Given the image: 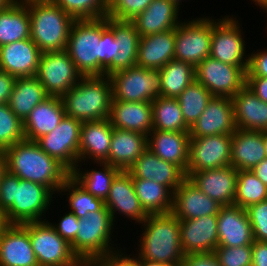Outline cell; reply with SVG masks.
Here are the masks:
<instances>
[{
    "mask_svg": "<svg viewBox=\"0 0 267 266\" xmlns=\"http://www.w3.org/2000/svg\"><path fill=\"white\" fill-rule=\"evenodd\" d=\"M181 266H220L214 253L185 255Z\"/></svg>",
    "mask_w": 267,
    "mask_h": 266,
    "instance_id": "cell-53",
    "label": "cell"
},
{
    "mask_svg": "<svg viewBox=\"0 0 267 266\" xmlns=\"http://www.w3.org/2000/svg\"><path fill=\"white\" fill-rule=\"evenodd\" d=\"M250 2L251 4L258 6L257 8L261 9L259 12H263L267 8V0H250Z\"/></svg>",
    "mask_w": 267,
    "mask_h": 266,
    "instance_id": "cell-60",
    "label": "cell"
},
{
    "mask_svg": "<svg viewBox=\"0 0 267 266\" xmlns=\"http://www.w3.org/2000/svg\"><path fill=\"white\" fill-rule=\"evenodd\" d=\"M109 120L114 128L148 135L153 130L151 102L112 101Z\"/></svg>",
    "mask_w": 267,
    "mask_h": 266,
    "instance_id": "cell-29",
    "label": "cell"
},
{
    "mask_svg": "<svg viewBox=\"0 0 267 266\" xmlns=\"http://www.w3.org/2000/svg\"><path fill=\"white\" fill-rule=\"evenodd\" d=\"M64 195L67 198L68 206L65 205L67 211L73 213L79 219L85 218L88 212L99 211L105 205L102 199L96 198L86 191L72 177L60 187L56 198H63Z\"/></svg>",
    "mask_w": 267,
    "mask_h": 266,
    "instance_id": "cell-41",
    "label": "cell"
},
{
    "mask_svg": "<svg viewBox=\"0 0 267 266\" xmlns=\"http://www.w3.org/2000/svg\"><path fill=\"white\" fill-rule=\"evenodd\" d=\"M6 225L3 214L0 213V232L2 228Z\"/></svg>",
    "mask_w": 267,
    "mask_h": 266,
    "instance_id": "cell-63",
    "label": "cell"
},
{
    "mask_svg": "<svg viewBox=\"0 0 267 266\" xmlns=\"http://www.w3.org/2000/svg\"><path fill=\"white\" fill-rule=\"evenodd\" d=\"M24 139L23 121L12 112L8 103L0 104V150Z\"/></svg>",
    "mask_w": 267,
    "mask_h": 266,
    "instance_id": "cell-45",
    "label": "cell"
},
{
    "mask_svg": "<svg viewBox=\"0 0 267 266\" xmlns=\"http://www.w3.org/2000/svg\"><path fill=\"white\" fill-rule=\"evenodd\" d=\"M101 18L75 20L65 51L82 76H100Z\"/></svg>",
    "mask_w": 267,
    "mask_h": 266,
    "instance_id": "cell-7",
    "label": "cell"
},
{
    "mask_svg": "<svg viewBox=\"0 0 267 266\" xmlns=\"http://www.w3.org/2000/svg\"><path fill=\"white\" fill-rule=\"evenodd\" d=\"M267 199V186L251 170H238L234 205L243 209Z\"/></svg>",
    "mask_w": 267,
    "mask_h": 266,
    "instance_id": "cell-43",
    "label": "cell"
},
{
    "mask_svg": "<svg viewBox=\"0 0 267 266\" xmlns=\"http://www.w3.org/2000/svg\"><path fill=\"white\" fill-rule=\"evenodd\" d=\"M14 0H0V10L9 6Z\"/></svg>",
    "mask_w": 267,
    "mask_h": 266,
    "instance_id": "cell-62",
    "label": "cell"
},
{
    "mask_svg": "<svg viewBox=\"0 0 267 266\" xmlns=\"http://www.w3.org/2000/svg\"><path fill=\"white\" fill-rule=\"evenodd\" d=\"M81 126V121L65 116L54 130L35 142L45 153L72 171L79 162Z\"/></svg>",
    "mask_w": 267,
    "mask_h": 266,
    "instance_id": "cell-14",
    "label": "cell"
},
{
    "mask_svg": "<svg viewBox=\"0 0 267 266\" xmlns=\"http://www.w3.org/2000/svg\"><path fill=\"white\" fill-rule=\"evenodd\" d=\"M126 250V251H125ZM129 249L123 246L122 249L107 255L104 258L96 260L101 266H139L138 258L131 252L127 253ZM129 254V255H128Z\"/></svg>",
    "mask_w": 267,
    "mask_h": 266,
    "instance_id": "cell-52",
    "label": "cell"
},
{
    "mask_svg": "<svg viewBox=\"0 0 267 266\" xmlns=\"http://www.w3.org/2000/svg\"><path fill=\"white\" fill-rule=\"evenodd\" d=\"M232 134L190 137L186 177L192 172L230 166Z\"/></svg>",
    "mask_w": 267,
    "mask_h": 266,
    "instance_id": "cell-15",
    "label": "cell"
},
{
    "mask_svg": "<svg viewBox=\"0 0 267 266\" xmlns=\"http://www.w3.org/2000/svg\"><path fill=\"white\" fill-rule=\"evenodd\" d=\"M75 20L107 17L108 0H52Z\"/></svg>",
    "mask_w": 267,
    "mask_h": 266,
    "instance_id": "cell-44",
    "label": "cell"
},
{
    "mask_svg": "<svg viewBox=\"0 0 267 266\" xmlns=\"http://www.w3.org/2000/svg\"><path fill=\"white\" fill-rule=\"evenodd\" d=\"M41 50L31 38L0 46V70L16 78L37 73Z\"/></svg>",
    "mask_w": 267,
    "mask_h": 266,
    "instance_id": "cell-23",
    "label": "cell"
},
{
    "mask_svg": "<svg viewBox=\"0 0 267 266\" xmlns=\"http://www.w3.org/2000/svg\"><path fill=\"white\" fill-rule=\"evenodd\" d=\"M251 266H267V242L254 240Z\"/></svg>",
    "mask_w": 267,
    "mask_h": 266,
    "instance_id": "cell-56",
    "label": "cell"
},
{
    "mask_svg": "<svg viewBox=\"0 0 267 266\" xmlns=\"http://www.w3.org/2000/svg\"><path fill=\"white\" fill-rule=\"evenodd\" d=\"M55 200L46 186L22 180L7 170L0 178V213L6 224L45 221Z\"/></svg>",
    "mask_w": 267,
    "mask_h": 266,
    "instance_id": "cell-1",
    "label": "cell"
},
{
    "mask_svg": "<svg viewBox=\"0 0 267 266\" xmlns=\"http://www.w3.org/2000/svg\"><path fill=\"white\" fill-rule=\"evenodd\" d=\"M181 8L173 0H153L132 22L140 37L175 29L183 21Z\"/></svg>",
    "mask_w": 267,
    "mask_h": 266,
    "instance_id": "cell-26",
    "label": "cell"
},
{
    "mask_svg": "<svg viewBox=\"0 0 267 266\" xmlns=\"http://www.w3.org/2000/svg\"><path fill=\"white\" fill-rule=\"evenodd\" d=\"M30 27L27 5L14 0L0 10V46L30 38Z\"/></svg>",
    "mask_w": 267,
    "mask_h": 266,
    "instance_id": "cell-36",
    "label": "cell"
},
{
    "mask_svg": "<svg viewBox=\"0 0 267 266\" xmlns=\"http://www.w3.org/2000/svg\"><path fill=\"white\" fill-rule=\"evenodd\" d=\"M212 30V15L184 19L175 28L174 59L196 67L210 56Z\"/></svg>",
    "mask_w": 267,
    "mask_h": 266,
    "instance_id": "cell-10",
    "label": "cell"
},
{
    "mask_svg": "<svg viewBox=\"0 0 267 266\" xmlns=\"http://www.w3.org/2000/svg\"><path fill=\"white\" fill-rule=\"evenodd\" d=\"M249 51L246 77H267V46L263 49L256 48L254 52Z\"/></svg>",
    "mask_w": 267,
    "mask_h": 266,
    "instance_id": "cell-51",
    "label": "cell"
},
{
    "mask_svg": "<svg viewBox=\"0 0 267 266\" xmlns=\"http://www.w3.org/2000/svg\"><path fill=\"white\" fill-rule=\"evenodd\" d=\"M175 29L140 37L136 65L160 69L174 59Z\"/></svg>",
    "mask_w": 267,
    "mask_h": 266,
    "instance_id": "cell-32",
    "label": "cell"
},
{
    "mask_svg": "<svg viewBox=\"0 0 267 266\" xmlns=\"http://www.w3.org/2000/svg\"><path fill=\"white\" fill-rule=\"evenodd\" d=\"M64 117L65 111L61 98L49 96L36 105L23 121L25 139L36 141L54 130Z\"/></svg>",
    "mask_w": 267,
    "mask_h": 266,
    "instance_id": "cell-33",
    "label": "cell"
},
{
    "mask_svg": "<svg viewBox=\"0 0 267 266\" xmlns=\"http://www.w3.org/2000/svg\"><path fill=\"white\" fill-rule=\"evenodd\" d=\"M30 16V38L41 52L64 51L75 19L53 1L26 3Z\"/></svg>",
    "mask_w": 267,
    "mask_h": 266,
    "instance_id": "cell-5",
    "label": "cell"
},
{
    "mask_svg": "<svg viewBox=\"0 0 267 266\" xmlns=\"http://www.w3.org/2000/svg\"><path fill=\"white\" fill-rule=\"evenodd\" d=\"M248 67H237L207 57L195 67V80L213 96L232 98L246 84Z\"/></svg>",
    "mask_w": 267,
    "mask_h": 266,
    "instance_id": "cell-13",
    "label": "cell"
},
{
    "mask_svg": "<svg viewBox=\"0 0 267 266\" xmlns=\"http://www.w3.org/2000/svg\"><path fill=\"white\" fill-rule=\"evenodd\" d=\"M112 131L109 119L82 122L77 165L85 167L89 163L91 166L92 162H105L109 155Z\"/></svg>",
    "mask_w": 267,
    "mask_h": 266,
    "instance_id": "cell-21",
    "label": "cell"
},
{
    "mask_svg": "<svg viewBox=\"0 0 267 266\" xmlns=\"http://www.w3.org/2000/svg\"><path fill=\"white\" fill-rule=\"evenodd\" d=\"M153 130L189 132L177 98L159 96L151 102Z\"/></svg>",
    "mask_w": 267,
    "mask_h": 266,
    "instance_id": "cell-39",
    "label": "cell"
},
{
    "mask_svg": "<svg viewBox=\"0 0 267 266\" xmlns=\"http://www.w3.org/2000/svg\"><path fill=\"white\" fill-rule=\"evenodd\" d=\"M245 85L260 100L267 103V77H246Z\"/></svg>",
    "mask_w": 267,
    "mask_h": 266,
    "instance_id": "cell-55",
    "label": "cell"
},
{
    "mask_svg": "<svg viewBox=\"0 0 267 266\" xmlns=\"http://www.w3.org/2000/svg\"><path fill=\"white\" fill-rule=\"evenodd\" d=\"M238 171L232 166H224L204 171L192 172L187 178L199 190L216 200L221 206L234 205Z\"/></svg>",
    "mask_w": 267,
    "mask_h": 266,
    "instance_id": "cell-18",
    "label": "cell"
},
{
    "mask_svg": "<svg viewBox=\"0 0 267 266\" xmlns=\"http://www.w3.org/2000/svg\"><path fill=\"white\" fill-rule=\"evenodd\" d=\"M5 171H6L5 155H4V151L0 150V178L2 177Z\"/></svg>",
    "mask_w": 267,
    "mask_h": 266,
    "instance_id": "cell-59",
    "label": "cell"
},
{
    "mask_svg": "<svg viewBox=\"0 0 267 266\" xmlns=\"http://www.w3.org/2000/svg\"><path fill=\"white\" fill-rule=\"evenodd\" d=\"M237 129L231 98L213 96L190 128V137L232 134Z\"/></svg>",
    "mask_w": 267,
    "mask_h": 266,
    "instance_id": "cell-17",
    "label": "cell"
},
{
    "mask_svg": "<svg viewBox=\"0 0 267 266\" xmlns=\"http://www.w3.org/2000/svg\"><path fill=\"white\" fill-rule=\"evenodd\" d=\"M263 12H265L266 13V15H267V8L263 11ZM267 24V23H266ZM266 28H267V26H266Z\"/></svg>",
    "mask_w": 267,
    "mask_h": 266,
    "instance_id": "cell-66",
    "label": "cell"
},
{
    "mask_svg": "<svg viewBox=\"0 0 267 266\" xmlns=\"http://www.w3.org/2000/svg\"><path fill=\"white\" fill-rule=\"evenodd\" d=\"M107 25L114 32L119 49L116 57L105 68V75L109 76L115 71L136 65L140 34L132 21H121L107 17Z\"/></svg>",
    "mask_w": 267,
    "mask_h": 266,
    "instance_id": "cell-30",
    "label": "cell"
},
{
    "mask_svg": "<svg viewBox=\"0 0 267 266\" xmlns=\"http://www.w3.org/2000/svg\"><path fill=\"white\" fill-rule=\"evenodd\" d=\"M29 234L39 266H77L79 258L47 220L21 224Z\"/></svg>",
    "mask_w": 267,
    "mask_h": 266,
    "instance_id": "cell-11",
    "label": "cell"
},
{
    "mask_svg": "<svg viewBox=\"0 0 267 266\" xmlns=\"http://www.w3.org/2000/svg\"><path fill=\"white\" fill-rule=\"evenodd\" d=\"M92 163V169L77 165L71 171V177L93 196L105 201L113 180L121 170L105 162Z\"/></svg>",
    "mask_w": 267,
    "mask_h": 266,
    "instance_id": "cell-35",
    "label": "cell"
},
{
    "mask_svg": "<svg viewBox=\"0 0 267 266\" xmlns=\"http://www.w3.org/2000/svg\"><path fill=\"white\" fill-rule=\"evenodd\" d=\"M189 141V132L152 130L147 135V148L159 158L179 166L186 173Z\"/></svg>",
    "mask_w": 267,
    "mask_h": 266,
    "instance_id": "cell-27",
    "label": "cell"
},
{
    "mask_svg": "<svg viewBox=\"0 0 267 266\" xmlns=\"http://www.w3.org/2000/svg\"><path fill=\"white\" fill-rule=\"evenodd\" d=\"M135 193L148 215L169 214L173 206V192L154 180L132 179Z\"/></svg>",
    "mask_w": 267,
    "mask_h": 266,
    "instance_id": "cell-38",
    "label": "cell"
},
{
    "mask_svg": "<svg viewBox=\"0 0 267 266\" xmlns=\"http://www.w3.org/2000/svg\"><path fill=\"white\" fill-rule=\"evenodd\" d=\"M222 206L204 194L188 178L173 192L171 213L179 220L218 215Z\"/></svg>",
    "mask_w": 267,
    "mask_h": 266,
    "instance_id": "cell-22",
    "label": "cell"
},
{
    "mask_svg": "<svg viewBox=\"0 0 267 266\" xmlns=\"http://www.w3.org/2000/svg\"><path fill=\"white\" fill-rule=\"evenodd\" d=\"M251 171L267 186V158L257 164Z\"/></svg>",
    "mask_w": 267,
    "mask_h": 266,
    "instance_id": "cell-57",
    "label": "cell"
},
{
    "mask_svg": "<svg viewBox=\"0 0 267 266\" xmlns=\"http://www.w3.org/2000/svg\"><path fill=\"white\" fill-rule=\"evenodd\" d=\"M0 266H39L28 231L21 224H6L2 228Z\"/></svg>",
    "mask_w": 267,
    "mask_h": 266,
    "instance_id": "cell-24",
    "label": "cell"
},
{
    "mask_svg": "<svg viewBox=\"0 0 267 266\" xmlns=\"http://www.w3.org/2000/svg\"><path fill=\"white\" fill-rule=\"evenodd\" d=\"M100 76L105 75V68L119 52L114 32L107 25V17L101 18Z\"/></svg>",
    "mask_w": 267,
    "mask_h": 266,
    "instance_id": "cell-48",
    "label": "cell"
},
{
    "mask_svg": "<svg viewBox=\"0 0 267 266\" xmlns=\"http://www.w3.org/2000/svg\"><path fill=\"white\" fill-rule=\"evenodd\" d=\"M139 226L142 231L136 236L138 242L133 254L136 258L170 266L182 265L185 254L181 247L180 222L177 217L172 213L148 215Z\"/></svg>",
    "mask_w": 267,
    "mask_h": 266,
    "instance_id": "cell-3",
    "label": "cell"
},
{
    "mask_svg": "<svg viewBox=\"0 0 267 266\" xmlns=\"http://www.w3.org/2000/svg\"><path fill=\"white\" fill-rule=\"evenodd\" d=\"M240 19L232 14L222 15L216 19L213 16L210 57L225 64L248 67L249 51L246 44L249 42L244 38L246 31H243Z\"/></svg>",
    "mask_w": 267,
    "mask_h": 266,
    "instance_id": "cell-8",
    "label": "cell"
},
{
    "mask_svg": "<svg viewBox=\"0 0 267 266\" xmlns=\"http://www.w3.org/2000/svg\"><path fill=\"white\" fill-rule=\"evenodd\" d=\"M77 266H101L96 260L80 261Z\"/></svg>",
    "mask_w": 267,
    "mask_h": 266,
    "instance_id": "cell-61",
    "label": "cell"
},
{
    "mask_svg": "<svg viewBox=\"0 0 267 266\" xmlns=\"http://www.w3.org/2000/svg\"><path fill=\"white\" fill-rule=\"evenodd\" d=\"M59 215L61 217H58L60 219L56 220L57 222H50L51 219H47V221L63 239L71 244L78 233L80 219L69 211L63 213V216L62 214Z\"/></svg>",
    "mask_w": 267,
    "mask_h": 266,
    "instance_id": "cell-50",
    "label": "cell"
},
{
    "mask_svg": "<svg viewBox=\"0 0 267 266\" xmlns=\"http://www.w3.org/2000/svg\"><path fill=\"white\" fill-rule=\"evenodd\" d=\"M218 246H244L254 242L253 230L246 209L222 206L217 215Z\"/></svg>",
    "mask_w": 267,
    "mask_h": 266,
    "instance_id": "cell-25",
    "label": "cell"
},
{
    "mask_svg": "<svg viewBox=\"0 0 267 266\" xmlns=\"http://www.w3.org/2000/svg\"><path fill=\"white\" fill-rule=\"evenodd\" d=\"M181 247L185 255L213 253L218 246L217 215L179 220Z\"/></svg>",
    "mask_w": 267,
    "mask_h": 266,
    "instance_id": "cell-19",
    "label": "cell"
},
{
    "mask_svg": "<svg viewBox=\"0 0 267 266\" xmlns=\"http://www.w3.org/2000/svg\"><path fill=\"white\" fill-rule=\"evenodd\" d=\"M115 227L105 205L99 211L88 212L85 218L80 219L78 233L70 244L72 252L80 261H93L122 249L112 239L116 236L113 234Z\"/></svg>",
    "mask_w": 267,
    "mask_h": 266,
    "instance_id": "cell-6",
    "label": "cell"
},
{
    "mask_svg": "<svg viewBox=\"0 0 267 266\" xmlns=\"http://www.w3.org/2000/svg\"><path fill=\"white\" fill-rule=\"evenodd\" d=\"M48 97L35 76L17 78L8 105L12 112L24 121L33 108Z\"/></svg>",
    "mask_w": 267,
    "mask_h": 266,
    "instance_id": "cell-37",
    "label": "cell"
},
{
    "mask_svg": "<svg viewBox=\"0 0 267 266\" xmlns=\"http://www.w3.org/2000/svg\"><path fill=\"white\" fill-rule=\"evenodd\" d=\"M265 158L264 132L236 129L232 133L230 166L252 170Z\"/></svg>",
    "mask_w": 267,
    "mask_h": 266,
    "instance_id": "cell-28",
    "label": "cell"
},
{
    "mask_svg": "<svg viewBox=\"0 0 267 266\" xmlns=\"http://www.w3.org/2000/svg\"><path fill=\"white\" fill-rule=\"evenodd\" d=\"M146 149V135L113 127L109 155L105 163L127 171Z\"/></svg>",
    "mask_w": 267,
    "mask_h": 266,
    "instance_id": "cell-31",
    "label": "cell"
},
{
    "mask_svg": "<svg viewBox=\"0 0 267 266\" xmlns=\"http://www.w3.org/2000/svg\"><path fill=\"white\" fill-rule=\"evenodd\" d=\"M132 179L154 180L174 192L187 178L186 173L174 163L165 161L148 148L127 170Z\"/></svg>",
    "mask_w": 267,
    "mask_h": 266,
    "instance_id": "cell-20",
    "label": "cell"
},
{
    "mask_svg": "<svg viewBox=\"0 0 267 266\" xmlns=\"http://www.w3.org/2000/svg\"><path fill=\"white\" fill-rule=\"evenodd\" d=\"M161 73V96L177 98L195 80V67L187 62L172 59Z\"/></svg>",
    "mask_w": 267,
    "mask_h": 266,
    "instance_id": "cell-40",
    "label": "cell"
},
{
    "mask_svg": "<svg viewBox=\"0 0 267 266\" xmlns=\"http://www.w3.org/2000/svg\"><path fill=\"white\" fill-rule=\"evenodd\" d=\"M264 144H265V151L267 157V131H264Z\"/></svg>",
    "mask_w": 267,
    "mask_h": 266,
    "instance_id": "cell-64",
    "label": "cell"
},
{
    "mask_svg": "<svg viewBox=\"0 0 267 266\" xmlns=\"http://www.w3.org/2000/svg\"><path fill=\"white\" fill-rule=\"evenodd\" d=\"M65 116L81 122L109 119L113 100L109 76H83L61 97Z\"/></svg>",
    "mask_w": 267,
    "mask_h": 266,
    "instance_id": "cell-4",
    "label": "cell"
},
{
    "mask_svg": "<svg viewBox=\"0 0 267 266\" xmlns=\"http://www.w3.org/2000/svg\"><path fill=\"white\" fill-rule=\"evenodd\" d=\"M212 97L210 91L196 80L177 97L185 123L190 128L202 115Z\"/></svg>",
    "mask_w": 267,
    "mask_h": 266,
    "instance_id": "cell-42",
    "label": "cell"
},
{
    "mask_svg": "<svg viewBox=\"0 0 267 266\" xmlns=\"http://www.w3.org/2000/svg\"><path fill=\"white\" fill-rule=\"evenodd\" d=\"M220 266H251L252 245L217 246L213 252Z\"/></svg>",
    "mask_w": 267,
    "mask_h": 266,
    "instance_id": "cell-47",
    "label": "cell"
},
{
    "mask_svg": "<svg viewBox=\"0 0 267 266\" xmlns=\"http://www.w3.org/2000/svg\"><path fill=\"white\" fill-rule=\"evenodd\" d=\"M104 202L115 225L122 216L131 223L133 221L135 227L136 223L140 225L148 216L135 193L132 176L127 171H121L115 177Z\"/></svg>",
    "mask_w": 267,
    "mask_h": 266,
    "instance_id": "cell-16",
    "label": "cell"
},
{
    "mask_svg": "<svg viewBox=\"0 0 267 266\" xmlns=\"http://www.w3.org/2000/svg\"><path fill=\"white\" fill-rule=\"evenodd\" d=\"M153 0H108L107 17L132 21L143 12Z\"/></svg>",
    "mask_w": 267,
    "mask_h": 266,
    "instance_id": "cell-46",
    "label": "cell"
},
{
    "mask_svg": "<svg viewBox=\"0 0 267 266\" xmlns=\"http://www.w3.org/2000/svg\"><path fill=\"white\" fill-rule=\"evenodd\" d=\"M16 77L0 70V104H6L13 92Z\"/></svg>",
    "mask_w": 267,
    "mask_h": 266,
    "instance_id": "cell-54",
    "label": "cell"
},
{
    "mask_svg": "<svg viewBox=\"0 0 267 266\" xmlns=\"http://www.w3.org/2000/svg\"><path fill=\"white\" fill-rule=\"evenodd\" d=\"M35 77L49 96L61 97L83 76L64 50L41 53Z\"/></svg>",
    "mask_w": 267,
    "mask_h": 266,
    "instance_id": "cell-12",
    "label": "cell"
},
{
    "mask_svg": "<svg viewBox=\"0 0 267 266\" xmlns=\"http://www.w3.org/2000/svg\"><path fill=\"white\" fill-rule=\"evenodd\" d=\"M6 170L22 180L46 186L55 196L71 171L45 153L35 141L24 139L4 150Z\"/></svg>",
    "mask_w": 267,
    "mask_h": 266,
    "instance_id": "cell-2",
    "label": "cell"
},
{
    "mask_svg": "<svg viewBox=\"0 0 267 266\" xmlns=\"http://www.w3.org/2000/svg\"><path fill=\"white\" fill-rule=\"evenodd\" d=\"M254 240L267 242V199L246 208Z\"/></svg>",
    "mask_w": 267,
    "mask_h": 266,
    "instance_id": "cell-49",
    "label": "cell"
},
{
    "mask_svg": "<svg viewBox=\"0 0 267 266\" xmlns=\"http://www.w3.org/2000/svg\"><path fill=\"white\" fill-rule=\"evenodd\" d=\"M112 85V101L152 102L161 96L159 69H147L137 65L115 71L109 75Z\"/></svg>",
    "mask_w": 267,
    "mask_h": 266,
    "instance_id": "cell-9",
    "label": "cell"
},
{
    "mask_svg": "<svg viewBox=\"0 0 267 266\" xmlns=\"http://www.w3.org/2000/svg\"><path fill=\"white\" fill-rule=\"evenodd\" d=\"M237 129L267 131V103L246 85L232 98Z\"/></svg>",
    "mask_w": 267,
    "mask_h": 266,
    "instance_id": "cell-34",
    "label": "cell"
},
{
    "mask_svg": "<svg viewBox=\"0 0 267 266\" xmlns=\"http://www.w3.org/2000/svg\"><path fill=\"white\" fill-rule=\"evenodd\" d=\"M138 265L139 266H170L166 263L149 261L146 259H138Z\"/></svg>",
    "mask_w": 267,
    "mask_h": 266,
    "instance_id": "cell-58",
    "label": "cell"
},
{
    "mask_svg": "<svg viewBox=\"0 0 267 266\" xmlns=\"http://www.w3.org/2000/svg\"><path fill=\"white\" fill-rule=\"evenodd\" d=\"M174 2H176L178 5H183L182 2H184V0H173Z\"/></svg>",
    "mask_w": 267,
    "mask_h": 266,
    "instance_id": "cell-65",
    "label": "cell"
}]
</instances>
